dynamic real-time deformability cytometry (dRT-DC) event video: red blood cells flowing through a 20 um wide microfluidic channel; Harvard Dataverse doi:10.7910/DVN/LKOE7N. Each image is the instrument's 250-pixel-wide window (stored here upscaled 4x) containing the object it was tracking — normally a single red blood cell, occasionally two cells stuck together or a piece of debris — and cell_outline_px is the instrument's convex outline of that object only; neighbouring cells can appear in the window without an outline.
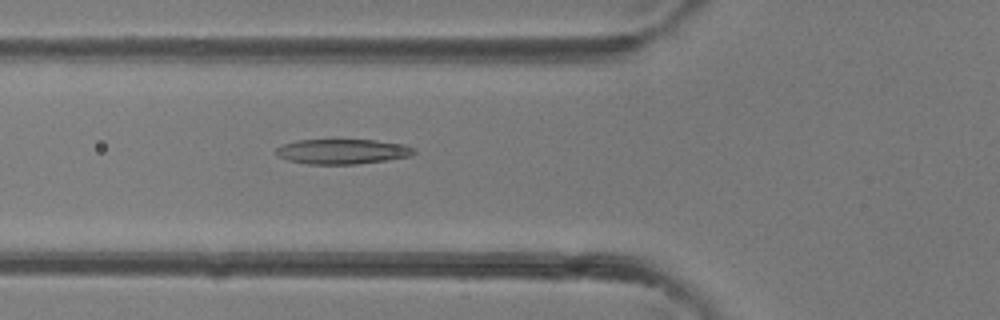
{"species": "common noctule bat (a hibernating species)", "species_latin": "Nyctalus noctula", "temperature_condition": "room temperature", "stored_images_in_passage": 40, "camera_frame_rate_fps": 3000, "um_per_image_px": 0.085, "animal": {"sex": "female"}, "frame": {"image": 1, "passage_image": 15, "time_ms": 4.667, "image_size_px": [1000, 320], "cell_outline_px": [[416, 152], [412, 156], [388, 160], [356, 164], [308, 164], [288, 160], [276, 156], [276, 148], [284, 144], [296, 140], [376, 140], [404, 144], [412, 148]], "centroid_in_image_um": [29.11, 12.88], "position_along_channel_um": 96.7, "area_um2": 20.11}}
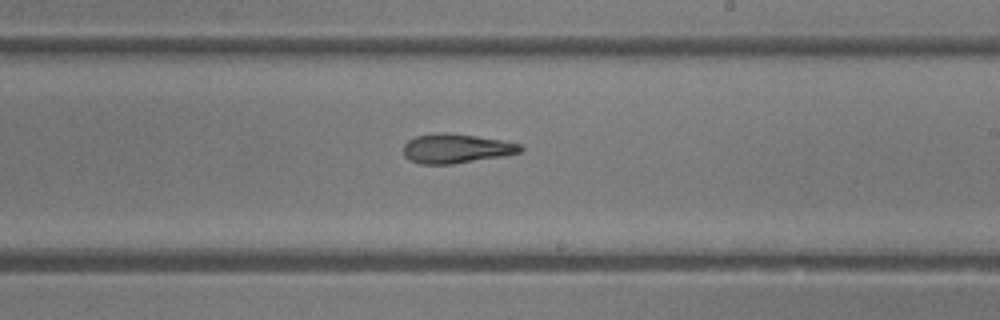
{"frame": {"image": 2, "passage_image": 24, "time_ms": 7.667, "image_size_px": [1000, 320], "cell_outline_px": [[524, 148], [520, 152], [504, 156], [452, 164], [420, 164], [404, 156], [404, 144], [408, 140], [416, 136], [436, 132], [444, 132], [476, 136], [500, 140], [520, 144]], "centroid_in_image_um": [38.76, 12.62], "position_along_channel_um": 250.2, "area_um2": 19.94}}
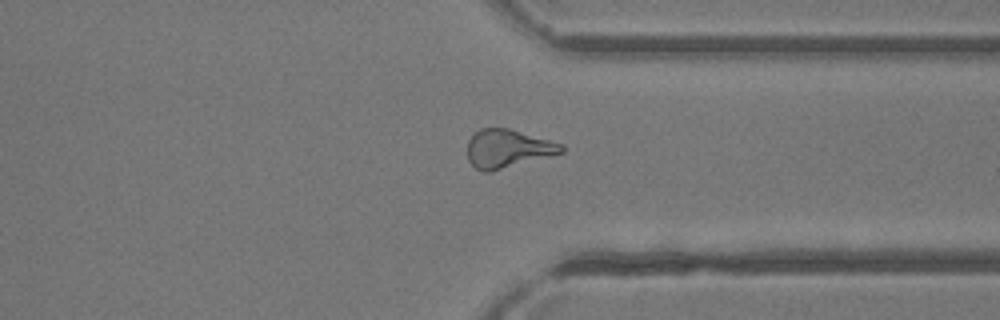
{"frame": {"image": 3, "passage_image": 31, "time_ms": 10.0, "image_size_px": [1000, 320], "cell_outline_px": [[564, 152], [488, 172], [484, 172], [476, 168], [468, 160], [468, 140], [480, 128], [508, 128], [564, 144]], "centroid_in_image_um": [43.16, 12.62], "position_along_channel_um": 368.2, "area_um2": 20.69}}